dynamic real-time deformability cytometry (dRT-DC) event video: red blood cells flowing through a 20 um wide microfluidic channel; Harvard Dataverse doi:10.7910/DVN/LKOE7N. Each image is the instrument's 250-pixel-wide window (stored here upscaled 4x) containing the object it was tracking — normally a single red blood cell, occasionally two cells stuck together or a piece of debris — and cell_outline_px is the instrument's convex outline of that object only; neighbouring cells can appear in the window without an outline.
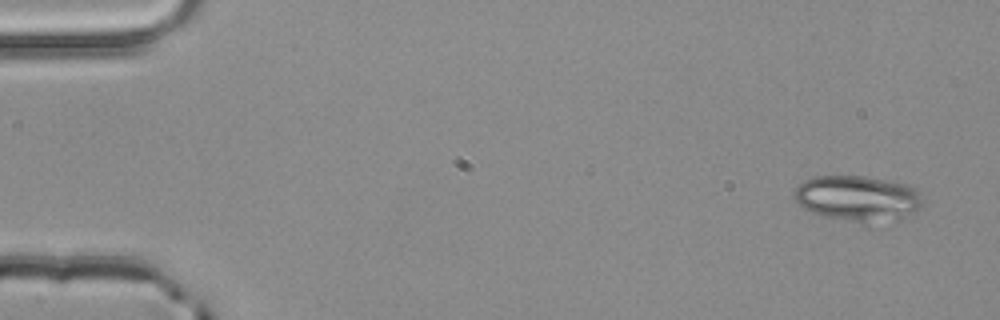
{"species": "common noctule bat (a hibernating species)", "species_latin": "Nyctalus noctula", "temperature_condition": "room temperature", "stored_images_in_passage": 3, "camera_frame_rate_fps": 3000, "um_per_image_px": 0.085, "animal": {"sex": "male", "body_mass_g": 20.4}, "frame": {"image": 1, "passage_image": 1, "time_ms": 0.0, "image_size_px": [1000, 320], "cell_outline_px": [[920, 208], [916, 212], [904, 220], [892, 224], [860, 224], [820, 216], [796, 204], [792, 196], [792, 192], [804, 180], [812, 176], [864, 176], [908, 184], [916, 188], [920, 192]], "centroid_in_image_um": [72.93, 16.92], "position_along_channel_um": 12.1, "area_um2": 35.6}}